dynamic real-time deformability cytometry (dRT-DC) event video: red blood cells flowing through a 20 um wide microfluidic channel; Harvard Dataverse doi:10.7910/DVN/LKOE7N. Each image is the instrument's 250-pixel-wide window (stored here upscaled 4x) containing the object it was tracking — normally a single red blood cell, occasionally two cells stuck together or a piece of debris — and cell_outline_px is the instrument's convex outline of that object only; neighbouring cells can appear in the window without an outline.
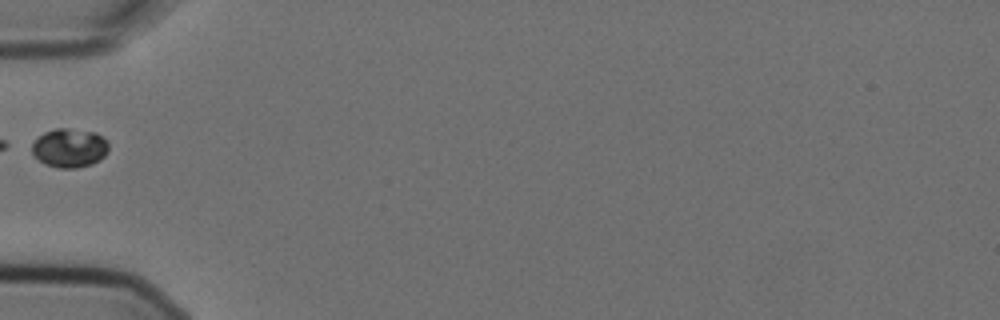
{"species": "Egyptian fruit bat (a non-hibernating species)", "species_latin": "Rousettus aegyptiacus", "temperature_condition": "cold", "stored_images_in_passage": 5, "camera_frame_rate_fps": 3000, "um_per_image_px": 0.085, "animal": {"sex": "female"}, "frame": {"image": 1, "passage_image": 5, "time_ms": 1.333, "image_size_px": [1000, 320], "cell_outline_px": [[108, 152], [100, 160], [92, 164], [76, 168], [60, 168], [44, 164], [32, 152], [32, 144], [44, 132], [56, 128], [68, 128], [96, 132], [108, 144]], "centroid_in_image_um": [5.92, 12.58], "position_along_channel_um": 79.1, "area_um2": 17.28}}